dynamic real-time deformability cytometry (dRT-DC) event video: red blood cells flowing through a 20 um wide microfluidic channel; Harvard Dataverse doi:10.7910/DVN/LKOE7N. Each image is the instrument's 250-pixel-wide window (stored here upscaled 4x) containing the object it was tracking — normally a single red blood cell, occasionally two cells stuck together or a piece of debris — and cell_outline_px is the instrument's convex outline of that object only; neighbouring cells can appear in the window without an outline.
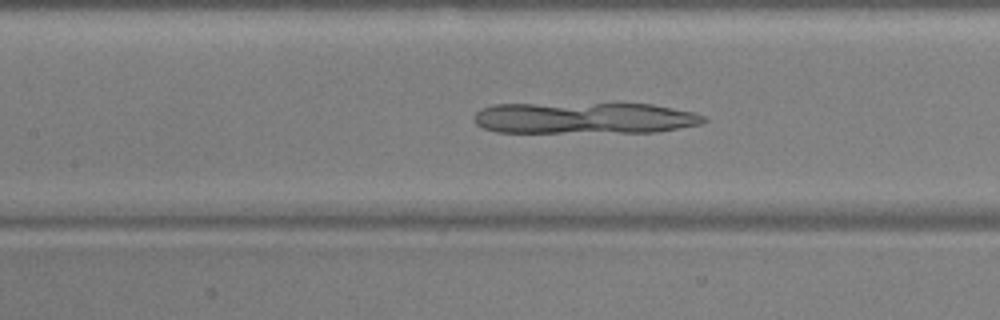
{"species": "common noctule bat (a hibernating species)", "species_latin": "Nyctalus noctula", "temperature_condition": "warm", "stored_images_in_passage": 52, "camera_frame_rate_fps": 3000, "um_per_image_px": 0.085, "animal": {"sex": "male", "body_mass_g": 17.9, "forearm_length_mm": 54.2}, "frame": {"image": 1, "passage_image": 24, "time_ms": 7.667, "image_size_px": [1000, 320], "cell_outline_px": [[708, 120], [700, 124], [656, 132], [496, 132], [484, 128], [476, 124], [476, 112], [480, 108], [496, 104], [616, 100], [652, 104], [692, 112], [704, 116]], "centroid_in_image_um": [49.68, 9.97], "position_along_channel_um": 157.7, "area_um2": 43.99}}